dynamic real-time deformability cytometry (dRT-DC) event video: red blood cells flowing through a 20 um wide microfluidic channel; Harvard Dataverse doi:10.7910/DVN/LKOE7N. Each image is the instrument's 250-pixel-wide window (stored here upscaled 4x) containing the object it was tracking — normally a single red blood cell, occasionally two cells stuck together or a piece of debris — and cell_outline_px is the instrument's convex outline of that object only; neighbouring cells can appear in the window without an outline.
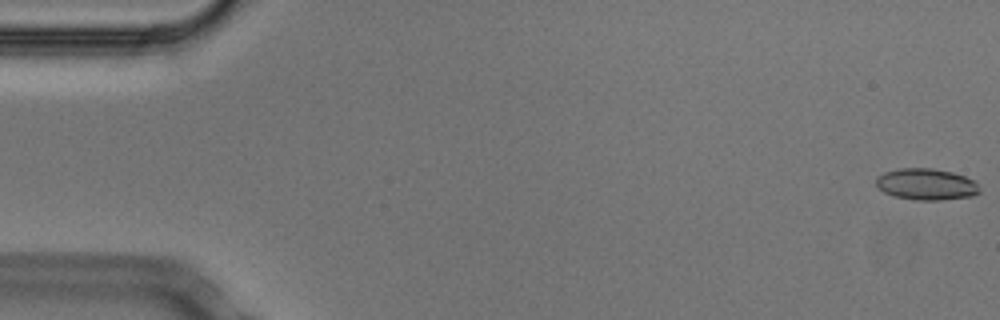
{"species": "Egyptian fruit bat (a non-hibernating species)", "species_latin": "Rousettus aegyptiacus", "temperature_condition": "cold", "stored_images_in_passage": 53, "camera_frame_rate_fps": 3000, "um_per_image_px": 0.085, "animal": {"sex": "male"}, "frame": {"image": 1, "passage_image": 1, "time_ms": 0.0, "image_size_px": [1000, 320], "cell_outline_px": [[980, 192], [972, 196], [940, 200], [916, 200], [892, 196], [884, 192], [876, 184], [876, 180], [884, 172], [900, 168], [932, 168], [952, 172], [964, 176], [972, 180], [980, 188]], "centroid_in_image_um": [78.73, 15.67], "position_along_channel_um": 6.3, "area_um2": 18.84}}
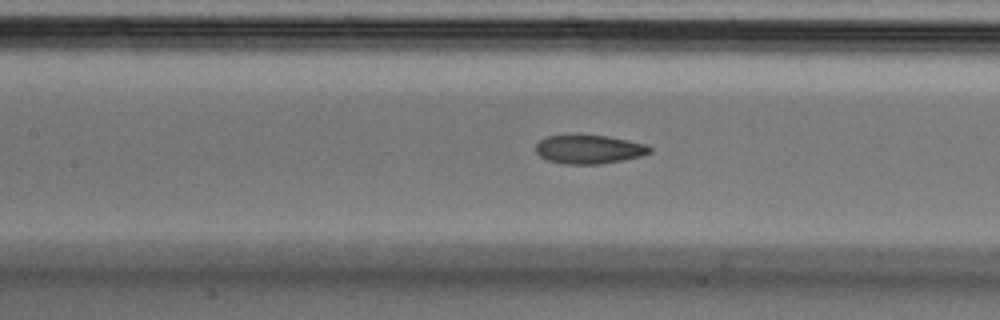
{"frame": {"image": 2, "passage_image": 24, "time_ms": 7.667, "image_size_px": [1000, 320], "cell_outline_px": [[652, 152], [640, 156], [624, 160], [600, 164], [564, 164], [548, 160], [540, 156], [536, 152], [536, 144], [540, 140], [548, 136], [564, 132], [608, 136], [648, 144], [652, 148]], "centroid_in_image_um": [50.05, 12.65], "position_along_channel_um": 157.3, "area_um2": 19.83}}
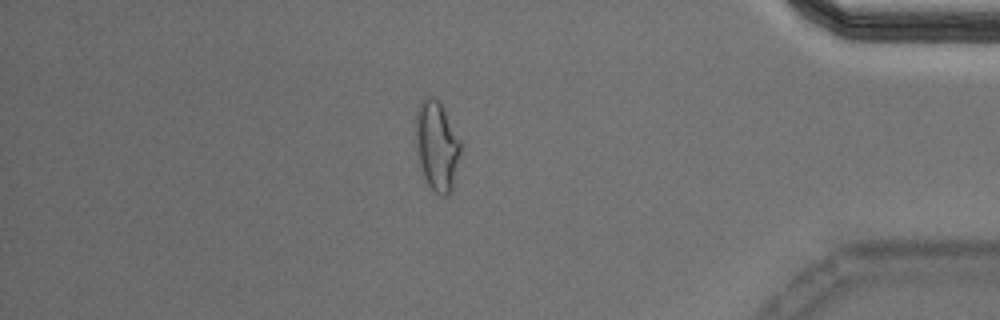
{"frame": {"image": 3, "passage_image": 46, "time_ms": 15.0, "image_size_px": [1000, 320], "cell_outline_px": [[460, 152], [456, 180], [452, 188], [444, 196], [440, 196], [420, 176], [416, 152], [416, 112], [420, 100], [428, 96], [432, 96], [440, 100], [460, 140]], "centroid_in_image_um": [37.11, 12.4], "position_along_channel_um": 398.1, "area_um2": 23.99}, "authors_computed_cell_mechanics": {"area_um2": 19.7676, "velocity_mm_per_s": 3.7588, "shape_relaxation_time_tau1_ms": 9.67, "shape_relaxation_time_tau2_ms": 2.4537, "deformation_change_tau1": 0.2166, "deformation_change_tau2": 0.0804}}